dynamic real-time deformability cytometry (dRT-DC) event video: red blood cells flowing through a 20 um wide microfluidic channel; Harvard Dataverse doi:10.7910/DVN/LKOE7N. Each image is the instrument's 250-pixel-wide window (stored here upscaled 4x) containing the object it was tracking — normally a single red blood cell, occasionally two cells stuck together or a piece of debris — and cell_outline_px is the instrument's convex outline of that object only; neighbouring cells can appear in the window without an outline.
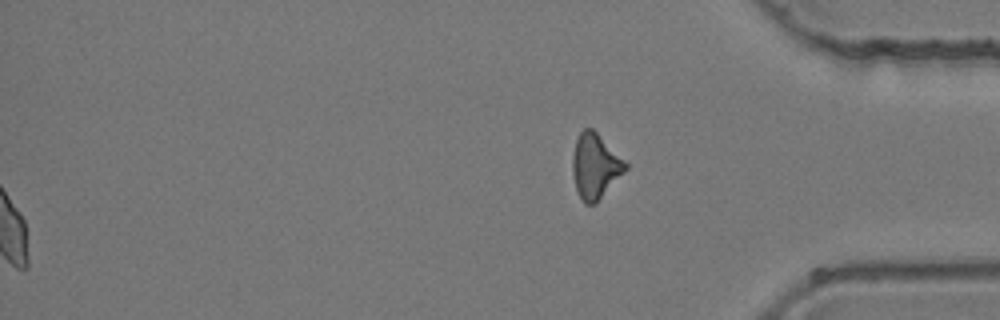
{"species": "common noctule bat (a hibernating species)", "species_latin": "Nyctalus noctula", "temperature_condition": "room temperature", "stored_images_in_passage": 49, "segment_of_instrument_passage": [2, 2], "camera_frame_rate_fps": 3000, "um_per_image_px": 0.085, "animal": {"sex": "female", "body_mass_g": 24.6, "forearm_length_mm": 56.2}, "frame": {"image": 1, "passage_image": 49, "time_ms": 16.0, "image_size_px": [1000, 320], "cell_outline_px": [[628, 168], [596, 204], [584, 204], [576, 188], [572, 172], [572, 156], [576, 140], [580, 132], [584, 128], [592, 128], [628, 164]], "centroid_in_image_um": [50.58, 14.14], "position_along_channel_um": 384.6, "area_um2": 19.88}}